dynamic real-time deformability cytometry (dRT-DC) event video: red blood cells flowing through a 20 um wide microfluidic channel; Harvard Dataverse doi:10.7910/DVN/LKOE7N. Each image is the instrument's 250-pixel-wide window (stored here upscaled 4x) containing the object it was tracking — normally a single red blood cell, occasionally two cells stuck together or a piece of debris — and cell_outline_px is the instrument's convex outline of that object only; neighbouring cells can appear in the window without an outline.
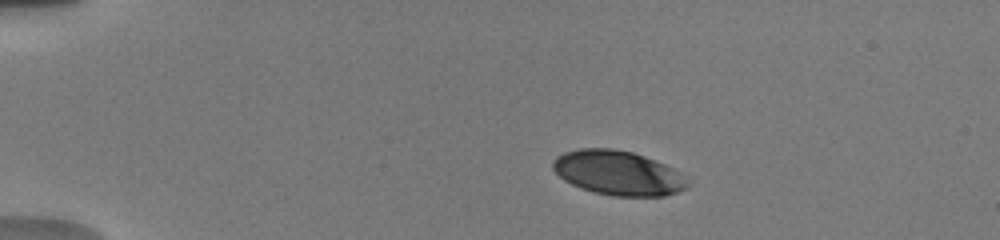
{"species": "human", "species_latin": "Homo sapiens", "temperature_condition": "warm", "stored_images_in_passage": 6, "camera_frame_rate_fps": 3000, "um_per_image_px": 0.085, "donor": {"sex": "male"}, "frame": {"image": 1, "passage_image": 3, "time_ms": 2.333, "image_size_px": [1000, 240], "cell_outline_px": [[692, 184], [688, 188], [664, 196], [612, 196], [592, 192], [580, 188], [564, 180], [552, 168], [552, 160], [556, 156], [564, 152], [580, 148], [612, 148], [632, 152], [644, 156], [664, 164], [688, 176]], "centroid_in_image_um": [52.56, 14.71], "position_along_channel_um": 32.4, "area_um2": 35.32}}
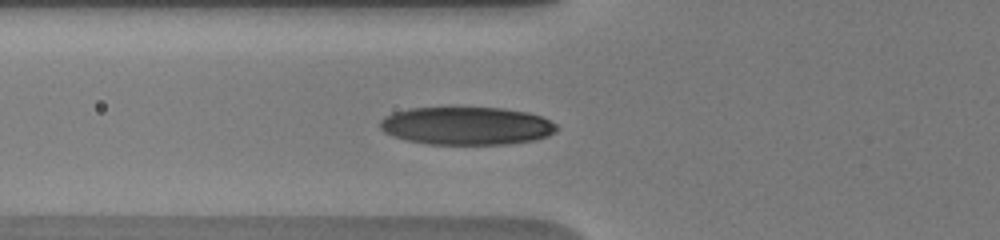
{"frame": {"image": 2, "passage_image": 6, "time_ms": 5.667, "image_size_px": [1000, 240], "cell_outline_px": [[560, 128], [556, 132], [548, 136], [532, 140], [508, 144], [428, 144], [408, 140], [392, 136], [384, 132], [380, 128], [380, 120], [384, 116], [392, 112], [408, 108], [504, 108], [528, 112], [540, 116], [556, 124]], "centroid_in_image_um": [39.65, 10.69], "position_along_channel_um": 86.1, "area_um2": 39.19}}